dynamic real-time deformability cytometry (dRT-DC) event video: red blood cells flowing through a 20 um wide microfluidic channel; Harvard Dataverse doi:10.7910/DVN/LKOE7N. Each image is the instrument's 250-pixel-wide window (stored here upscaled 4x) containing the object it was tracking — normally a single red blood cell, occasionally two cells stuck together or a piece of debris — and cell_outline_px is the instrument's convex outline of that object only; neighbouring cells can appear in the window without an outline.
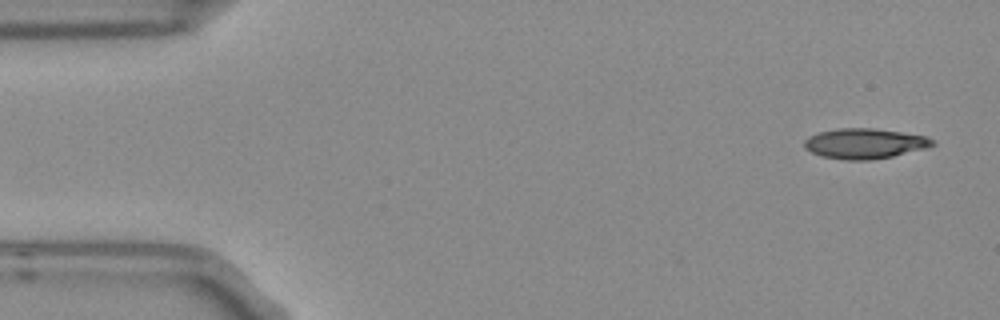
{"species": "Egyptian fruit bat (a non-hibernating species)", "species_latin": "Rousettus aegyptiacus", "temperature_condition": "room temperature", "stored_images_in_passage": 4, "camera_frame_rate_fps": 3000, "um_per_image_px": 0.085, "frame": {"image": 1, "passage_image": 1, "time_ms": 0.0, "image_size_px": [1000, 320], "cell_outline_px": [[936, 144], [924, 148], [892, 156], [872, 160], [844, 160], [820, 156], [804, 148], [804, 140], [808, 136], [820, 132], [840, 128], [872, 128], [900, 132], [924, 136], [932, 140]], "centroid_in_image_um": [73.43, 12.21], "position_along_channel_um": 11.6, "area_um2": 22.37}}